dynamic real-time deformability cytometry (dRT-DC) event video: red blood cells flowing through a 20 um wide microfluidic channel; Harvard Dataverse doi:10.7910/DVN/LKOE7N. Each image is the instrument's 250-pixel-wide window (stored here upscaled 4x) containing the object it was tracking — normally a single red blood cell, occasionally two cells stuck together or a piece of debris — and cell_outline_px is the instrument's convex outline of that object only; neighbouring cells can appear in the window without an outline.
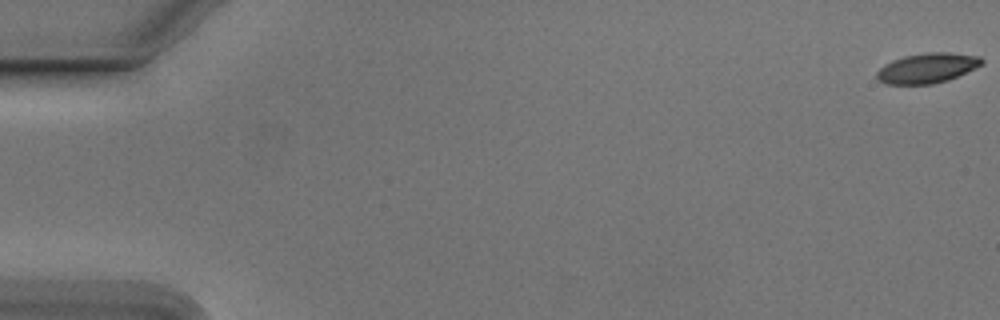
{"species": "Egyptian fruit bat (a non-hibernating species)", "species_latin": "Rousettus aegyptiacus", "temperature_condition": "cold", "stored_images_in_passage": 9, "camera_frame_rate_fps": 3000, "um_per_image_px": 0.085, "animal": {"sex": "male"}, "frame": {"image": 1, "passage_image": 1, "time_ms": 0.0, "image_size_px": [1000, 320], "cell_outline_px": [[984, 64], [976, 68], [948, 80], [932, 84], [884, 84], [876, 76], [876, 72], [884, 64], [892, 60], [904, 56], [928, 52], [948, 52], [980, 56], [984, 60]], "centroid_in_image_um": [78.83, 5.78], "position_along_channel_um": 6.2, "area_um2": 18.44}}